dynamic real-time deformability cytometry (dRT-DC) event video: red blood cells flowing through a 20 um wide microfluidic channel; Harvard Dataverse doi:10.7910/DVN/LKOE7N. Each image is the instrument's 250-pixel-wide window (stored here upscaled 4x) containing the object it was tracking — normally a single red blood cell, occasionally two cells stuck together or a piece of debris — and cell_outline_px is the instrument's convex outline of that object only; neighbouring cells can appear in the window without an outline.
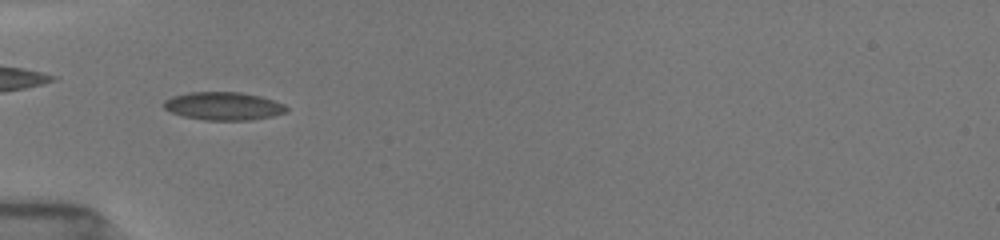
{"species": "common noctule bat (a hibernating species)", "species_latin": "Nyctalus noctula", "temperature_condition": "room temperature", "stored_images_in_passage": 42, "camera_frame_rate_fps": 3000, "um_per_image_px": 0.085, "animal": {"sex": "female", "body_mass_g": 19.5, "forearm_length_mm": 54.1}, "frame": {"image": 1, "passage_image": 7, "time_ms": 2.0, "image_size_px": [1000, 240], "cell_outline_px": [[288, 112], [272, 116], [252, 120], [204, 120], [184, 116], [172, 112], [164, 108], [164, 100], [172, 96], [192, 92], [240, 92], [260, 96], [284, 104], [288, 108]], "centroid_in_image_um": [19.02, 9.02], "position_along_channel_um": 66.0, "area_um2": 20.0}}
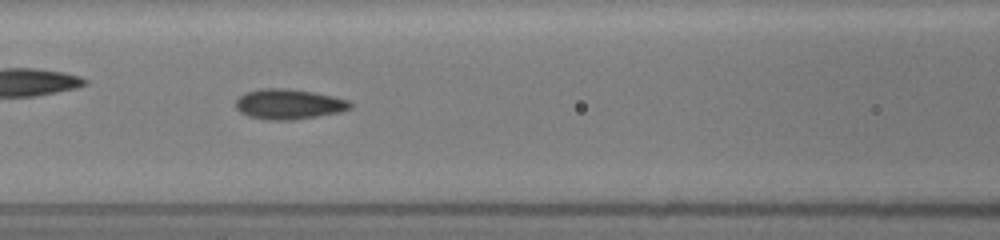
{"frame": {"image": 2, "passage_image": 13, "time_ms": 4.0, "image_size_px": [1000, 240], "cell_outline_px": [[352, 108], [340, 112], [292, 120], [268, 120], [248, 116], [240, 112], [236, 108], [236, 100], [244, 92], [260, 88], [288, 88], [312, 92], [332, 96], [348, 100], [352, 104]], "centroid_in_image_um": [24.52, 8.85], "position_along_channel_um": 142.1, "area_um2": 20.17}}
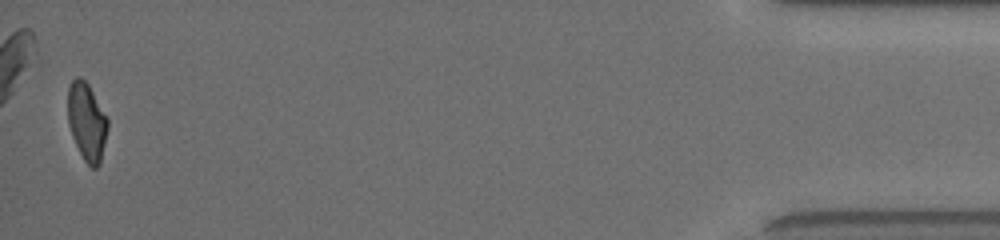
{"frame": {"image": 3, "passage_image": 41, "time_ms": 13.333, "image_size_px": [1000, 240], "cell_outline_px": [[108, 128], [100, 164], [96, 168], [92, 168], [84, 160], [72, 136], [68, 124], [68, 88], [72, 80], [76, 76], [80, 76], [88, 84], [108, 120]], "centroid_in_image_um": [7.37, 10.34], "position_along_channel_um": 427.8, "area_um2": 17.92}, "authors_computed_cell_mechanics": {"area_um2": 18.9873, "velocity_mm_per_s": 3.9282, "shape_relaxation_time_tau1_ms": 10.2586, "shape_relaxation_time_tau2_ms": 1.4113, "deformation_change_tau1": 0.2128, "deformation_change_tau2": 0.0401}}